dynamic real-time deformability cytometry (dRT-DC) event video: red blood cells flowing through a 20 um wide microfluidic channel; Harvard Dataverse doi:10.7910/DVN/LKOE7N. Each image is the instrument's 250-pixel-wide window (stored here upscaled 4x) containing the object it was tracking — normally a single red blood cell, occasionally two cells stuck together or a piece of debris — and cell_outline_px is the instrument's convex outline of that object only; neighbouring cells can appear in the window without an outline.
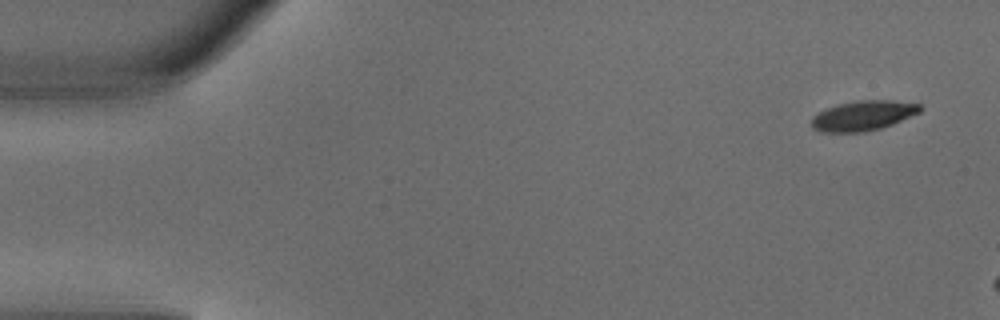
{"species": "common noctule bat (a hibernating species)", "species_latin": "Nyctalus noctula", "temperature_condition": "warm", "stored_images_in_passage": 3, "camera_frame_rate_fps": 3000, "um_per_image_px": 0.085, "animal": {"sex": "male", "body_mass_g": 18.8}, "frame": {"image": 1, "passage_image": 1, "time_ms": 0.0, "image_size_px": [1000, 320], "cell_outline_px": [[924, 108], [920, 112], [892, 124], [880, 128], [864, 132], [820, 132], [812, 128], [812, 116], [836, 104], [856, 100], [888, 100], [920, 104]], "centroid_in_image_um": [73.36, 9.82], "position_along_channel_um": 11.6, "area_um2": 18.9}}